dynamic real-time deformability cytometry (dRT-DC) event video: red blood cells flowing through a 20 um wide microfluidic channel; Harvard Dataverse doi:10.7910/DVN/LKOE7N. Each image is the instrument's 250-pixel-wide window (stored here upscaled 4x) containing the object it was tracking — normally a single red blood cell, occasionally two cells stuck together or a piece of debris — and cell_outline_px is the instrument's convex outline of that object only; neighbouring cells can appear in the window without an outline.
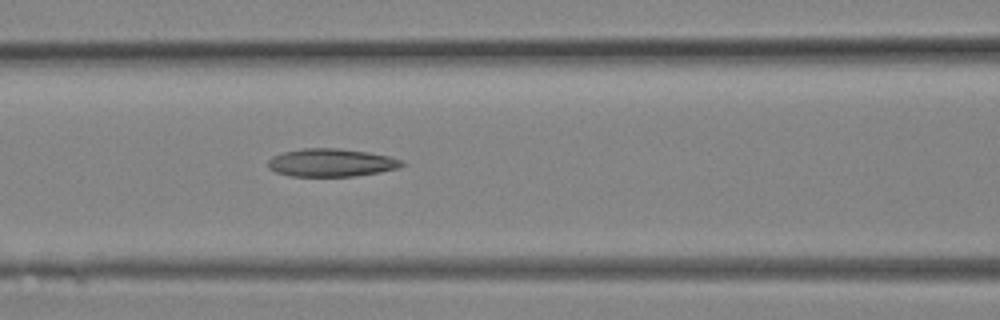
{"species": "Egyptian fruit bat (a non-hibernating species)", "species_latin": "Rousettus aegyptiacus", "temperature_condition": "room temperature", "stored_images_in_passage": 10, "segment_of_instrument_passage": [1, 2], "camera_frame_rate_fps": 3000, "um_per_image_px": 0.085, "animal": {"sex": "female"}, "frame": {"image": 1, "passage_image": 9, "time_ms": 2.667, "image_size_px": [1000, 320], "cell_outline_px": [[404, 164], [400, 168], [380, 172], [352, 176], [288, 176], [276, 172], [268, 168], [268, 160], [272, 156], [284, 152], [304, 148], [340, 148], [368, 152], [388, 156], [404, 160]], "centroid_in_image_um": [28.16, 13.82], "position_along_channel_um": 138.4, "area_um2": 21.91}}